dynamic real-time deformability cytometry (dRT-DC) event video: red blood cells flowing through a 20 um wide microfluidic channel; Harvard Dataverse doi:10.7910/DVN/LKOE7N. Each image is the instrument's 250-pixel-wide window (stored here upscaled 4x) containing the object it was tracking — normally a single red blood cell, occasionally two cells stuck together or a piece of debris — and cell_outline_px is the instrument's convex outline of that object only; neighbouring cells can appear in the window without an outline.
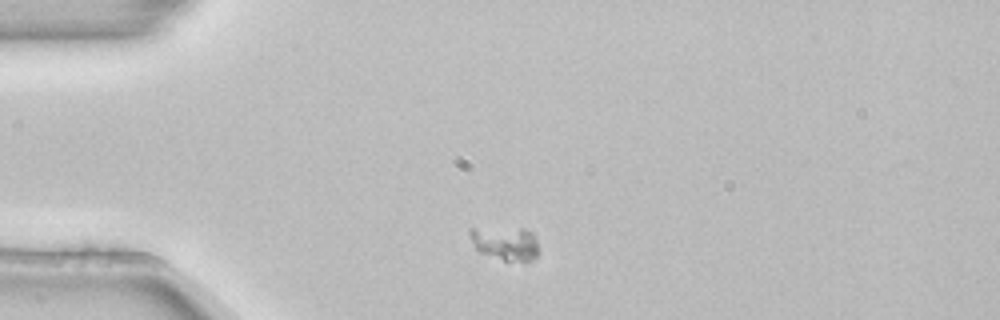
{"species": "common noctule bat (a hibernating species)", "species_latin": "Nyctalus noctula", "temperature_condition": "room temperature", "stored_images_in_passage": 1, "camera_frame_rate_fps": 3000, "um_per_image_px": 0.085, "animal": {"sex": "female", "body_mass_g": 22.7, "forearm_length_mm": 54.2}, "frame": {"image": 1, "passage_image": 1, "time_ms": 0.0, "image_size_px": [1000, 320], "cell_outline_px": [[540, 252], [532, 260], [504, 260], [480, 252], [476, 248], [468, 236], [468, 228], [524, 228], [532, 232], [536, 236]], "centroid_in_image_um": [42.97, 20.65], "position_along_channel_um": 42.0, "area_um2": 13.64}}